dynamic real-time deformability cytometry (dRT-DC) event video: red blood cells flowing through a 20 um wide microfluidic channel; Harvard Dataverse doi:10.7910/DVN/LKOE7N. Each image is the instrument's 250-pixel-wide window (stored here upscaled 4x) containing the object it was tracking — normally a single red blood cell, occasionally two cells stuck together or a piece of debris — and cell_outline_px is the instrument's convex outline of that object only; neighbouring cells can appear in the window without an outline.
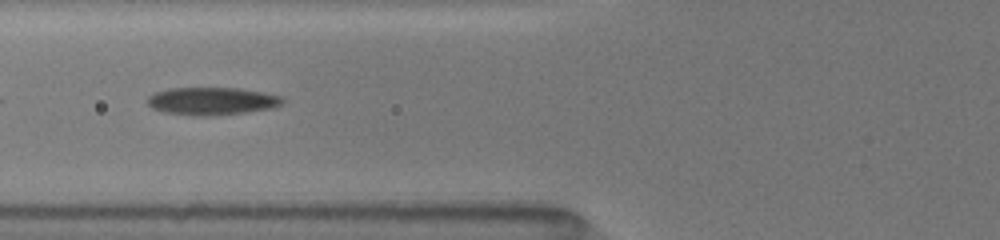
{"species": "common noctule bat (a hibernating species)", "species_latin": "Nyctalus noctula", "temperature_condition": "room temperature", "stored_images_in_passage": 43, "camera_frame_rate_fps": 3000, "um_per_image_px": 0.085, "animal": {"sex": "female", "body_mass_g": 19.5, "forearm_length_mm": 54.1}, "frame": {"image": 1, "passage_image": 8, "time_ms": 2.0, "image_size_px": [1000, 240], "cell_outline_px": [[284, 100], [280, 104], [272, 108], [244, 112], [208, 116], [192, 116], [164, 112], [152, 108], [148, 104], [148, 96], [156, 92], [168, 88], [240, 88], [280, 96]], "centroid_in_image_um": [17.96, 8.59], "position_along_channel_um": 107.8, "area_um2": 21.62}}
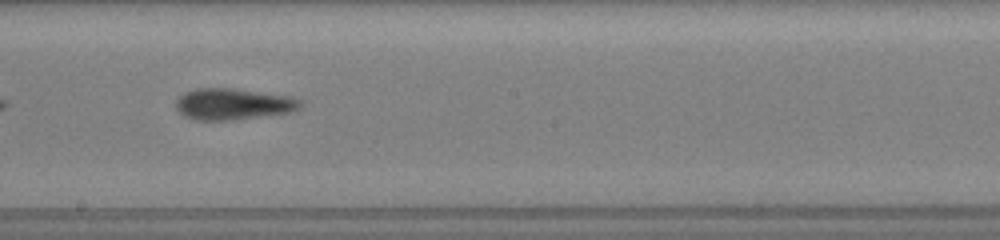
{"frame": {"image": 2, "passage_image": 18, "time_ms": 5.0, "image_size_px": [1000, 240], "cell_outline_px": [[304, 100], [300, 108], [288, 112], [232, 120], [196, 120], [184, 116], [176, 108], [176, 100], [184, 92], [196, 88], [236, 88], [288, 96]], "centroid_in_image_um": [19.8, 8.83], "position_along_channel_um": 228.4, "area_um2": 22.72}}
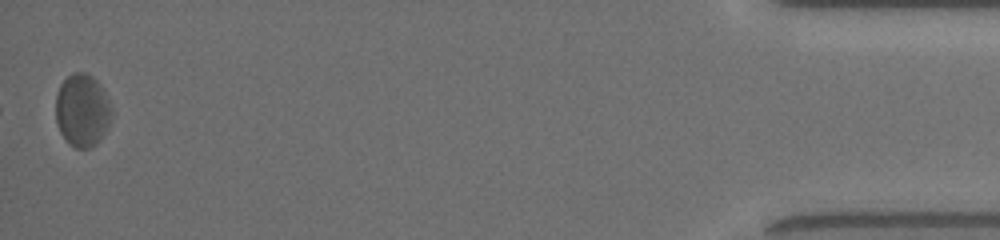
{"frame": {"image": 3, "passage_image": 43, "time_ms": 12.0, "image_size_px": [1000, 240], "cell_outline_px": [[112, 112], [108, 124], [100, 136], [88, 148], [76, 148], [60, 132], [56, 120], [56, 96], [60, 84], [72, 72], [84, 72], [92, 76], [96, 80], [108, 100]], "centroid_in_image_um": [6.95, 9.32], "position_along_channel_um": 428.2, "area_um2": 22.89}, "authors_computed_cell_mechanics": {"area_um2": 22.3108, "velocity_mm_per_s": 4.0089, "shape_relaxation_time_tau1_ms": 4.7347, "shape_relaxation_time_tau2_ms": 4.2271, "deformation_change_tau1": 0.124, "deformation_change_tau2": 0.127}}